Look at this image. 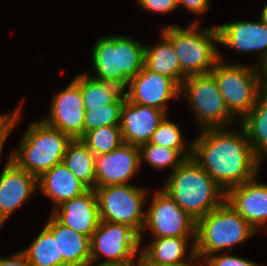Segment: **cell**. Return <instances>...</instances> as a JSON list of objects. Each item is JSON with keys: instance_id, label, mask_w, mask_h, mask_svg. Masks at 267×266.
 Listing matches in <instances>:
<instances>
[{"instance_id": "6da1fadb", "label": "cell", "mask_w": 267, "mask_h": 266, "mask_svg": "<svg viewBox=\"0 0 267 266\" xmlns=\"http://www.w3.org/2000/svg\"><path fill=\"white\" fill-rule=\"evenodd\" d=\"M204 129L193 141L194 160L224 192L257 176L260 161L255 157L246 131Z\"/></svg>"}, {"instance_id": "7a4b0ae2", "label": "cell", "mask_w": 267, "mask_h": 266, "mask_svg": "<svg viewBox=\"0 0 267 266\" xmlns=\"http://www.w3.org/2000/svg\"><path fill=\"white\" fill-rule=\"evenodd\" d=\"M168 176L162 189L196 221L225 200V192L193 157Z\"/></svg>"}, {"instance_id": "3957f363", "label": "cell", "mask_w": 267, "mask_h": 266, "mask_svg": "<svg viewBox=\"0 0 267 266\" xmlns=\"http://www.w3.org/2000/svg\"><path fill=\"white\" fill-rule=\"evenodd\" d=\"M93 67L98 80L111 81L122 89L144 66L145 45L128 36H104L92 49Z\"/></svg>"}, {"instance_id": "277c9868", "label": "cell", "mask_w": 267, "mask_h": 266, "mask_svg": "<svg viewBox=\"0 0 267 266\" xmlns=\"http://www.w3.org/2000/svg\"><path fill=\"white\" fill-rule=\"evenodd\" d=\"M28 127L19 142L20 147L10 153V160L38 179L54 165L62 162L72 139L47 125L42 119Z\"/></svg>"}, {"instance_id": "5b68a950", "label": "cell", "mask_w": 267, "mask_h": 266, "mask_svg": "<svg viewBox=\"0 0 267 266\" xmlns=\"http://www.w3.org/2000/svg\"><path fill=\"white\" fill-rule=\"evenodd\" d=\"M256 234V231L225 200L206 216L197 221L195 254L196 258L220 253L234 245H245V241Z\"/></svg>"}, {"instance_id": "8992f818", "label": "cell", "mask_w": 267, "mask_h": 266, "mask_svg": "<svg viewBox=\"0 0 267 266\" xmlns=\"http://www.w3.org/2000/svg\"><path fill=\"white\" fill-rule=\"evenodd\" d=\"M198 22L193 21L186 28L166 26L161 31L171 41L186 76L209 73L220 60L217 27L199 29Z\"/></svg>"}, {"instance_id": "52a82bcc", "label": "cell", "mask_w": 267, "mask_h": 266, "mask_svg": "<svg viewBox=\"0 0 267 266\" xmlns=\"http://www.w3.org/2000/svg\"><path fill=\"white\" fill-rule=\"evenodd\" d=\"M219 61L210 71L218 84L229 112L239 122L256 104L260 89L266 84V71L256 65H241L224 62L219 54Z\"/></svg>"}, {"instance_id": "ba28073f", "label": "cell", "mask_w": 267, "mask_h": 266, "mask_svg": "<svg viewBox=\"0 0 267 266\" xmlns=\"http://www.w3.org/2000/svg\"><path fill=\"white\" fill-rule=\"evenodd\" d=\"M181 93L187 97L201 130L226 128L235 122L211 72L187 76L180 86Z\"/></svg>"}, {"instance_id": "9c48e42d", "label": "cell", "mask_w": 267, "mask_h": 266, "mask_svg": "<svg viewBox=\"0 0 267 266\" xmlns=\"http://www.w3.org/2000/svg\"><path fill=\"white\" fill-rule=\"evenodd\" d=\"M140 235L131 227L101 221L90 238L91 266L135 265L138 251L141 253ZM140 249V250H139ZM104 256L101 263L98 261ZM99 262V263H98Z\"/></svg>"}, {"instance_id": "30bf717a", "label": "cell", "mask_w": 267, "mask_h": 266, "mask_svg": "<svg viewBox=\"0 0 267 266\" xmlns=\"http://www.w3.org/2000/svg\"><path fill=\"white\" fill-rule=\"evenodd\" d=\"M101 221L127 225L140 235L142 241L145 223V189L131 183L95 188Z\"/></svg>"}, {"instance_id": "8fae6325", "label": "cell", "mask_w": 267, "mask_h": 266, "mask_svg": "<svg viewBox=\"0 0 267 266\" xmlns=\"http://www.w3.org/2000/svg\"><path fill=\"white\" fill-rule=\"evenodd\" d=\"M145 212L143 231L149 229L153 238L196 237L194 220L161 188L153 194Z\"/></svg>"}, {"instance_id": "7c38bea8", "label": "cell", "mask_w": 267, "mask_h": 266, "mask_svg": "<svg viewBox=\"0 0 267 266\" xmlns=\"http://www.w3.org/2000/svg\"><path fill=\"white\" fill-rule=\"evenodd\" d=\"M50 105V116L42 119L47 125L62 131L71 139H81L85 135V106L80 89V75L74 77L67 87L56 92Z\"/></svg>"}, {"instance_id": "4fadbf2b", "label": "cell", "mask_w": 267, "mask_h": 266, "mask_svg": "<svg viewBox=\"0 0 267 266\" xmlns=\"http://www.w3.org/2000/svg\"><path fill=\"white\" fill-rule=\"evenodd\" d=\"M126 98L133 103L167 111L166 104L180 97V86L171 78L150 71L145 66L128 84Z\"/></svg>"}, {"instance_id": "5bb4252c", "label": "cell", "mask_w": 267, "mask_h": 266, "mask_svg": "<svg viewBox=\"0 0 267 266\" xmlns=\"http://www.w3.org/2000/svg\"><path fill=\"white\" fill-rule=\"evenodd\" d=\"M219 44L240 52L258 54V67L267 70V25L260 20L236 21L216 26Z\"/></svg>"}, {"instance_id": "9a60e30c", "label": "cell", "mask_w": 267, "mask_h": 266, "mask_svg": "<svg viewBox=\"0 0 267 266\" xmlns=\"http://www.w3.org/2000/svg\"><path fill=\"white\" fill-rule=\"evenodd\" d=\"M139 146L123 143L112 152L95 156L96 188L129 184L138 172Z\"/></svg>"}, {"instance_id": "2e32d148", "label": "cell", "mask_w": 267, "mask_h": 266, "mask_svg": "<svg viewBox=\"0 0 267 266\" xmlns=\"http://www.w3.org/2000/svg\"><path fill=\"white\" fill-rule=\"evenodd\" d=\"M38 190V179L19 168L10 155L0 175V227Z\"/></svg>"}, {"instance_id": "e0dca14e", "label": "cell", "mask_w": 267, "mask_h": 266, "mask_svg": "<svg viewBox=\"0 0 267 266\" xmlns=\"http://www.w3.org/2000/svg\"><path fill=\"white\" fill-rule=\"evenodd\" d=\"M257 176L225 192V201L256 231L267 223V183H259Z\"/></svg>"}, {"instance_id": "ac0fdd59", "label": "cell", "mask_w": 267, "mask_h": 266, "mask_svg": "<svg viewBox=\"0 0 267 266\" xmlns=\"http://www.w3.org/2000/svg\"><path fill=\"white\" fill-rule=\"evenodd\" d=\"M51 212L59 223L89 238L100 222L95 189H88L80 196L62 202Z\"/></svg>"}, {"instance_id": "d6986e66", "label": "cell", "mask_w": 267, "mask_h": 266, "mask_svg": "<svg viewBox=\"0 0 267 266\" xmlns=\"http://www.w3.org/2000/svg\"><path fill=\"white\" fill-rule=\"evenodd\" d=\"M167 112L136 104L127 98L121 110L120 129L124 143L140 146L148 143Z\"/></svg>"}, {"instance_id": "ffe728a7", "label": "cell", "mask_w": 267, "mask_h": 266, "mask_svg": "<svg viewBox=\"0 0 267 266\" xmlns=\"http://www.w3.org/2000/svg\"><path fill=\"white\" fill-rule=\"evenodd\" d=\"M45 227L57 239L58 266H91L88 236L62 225L52 215Z\"/></svg>"}, {"instance_id": "44dd1931", "label": "cell", "mask_w": 267, "mask_h": 266, "mask_svg": "<svg viewBox=\"0 0 267 266\" xmlns=\"http://www.w3.org/2000/svg\"><path fill=\"white\" fill-rule=\"evenodd\" d=\"M191 241V248L186 250ZM196 237H162L153 238V241L141 250V256L150 264L170 266L177 264H193L197 261L195 254ZM186 252H188V256ZM186 254V257H185ZM185 258H188L185 259Z\"/></svg>"}, {"instance_id": "7402d4cb", "label": "cell", "mask_w": 267, "mask_h": 266, "mask_svg": "<svg viewBox=\"0 0 267 266\" xmlns=\"http://www.w3.org/2000/svg\"><path fill=\"white\" fill-rule=\"evenodd\" d=\"M38 189L52 199L53 209L88 190L63 162L54 165L38 178Z\"/></svg>"}, {"instance_id": "603a6c76", "label": "cell", "mask_w": 267, "mask_h": 266, "mask_svg": "<svg viewBox=\"0 0 267 266\" xmlns=\"http://www.w3.org/2000/svg\"><path fill=\"white\" fill-rule=\"evenodd\" d=\"M246 131L255 157L267 156V83L260 89L256 104L239 123Z\"/></svg>"}, {"instance_id": "cb8c5ba5", "label": "cell", "mask_w": 267, "mask_h": 266, "mask_svg": "<svg viewBox=\"0 0 267 266\" xmlns=\"http://www.w3.org/2000/svg\"><path fill=\"white\" fill-rule=\"evenodd\" d=\"M158 45H145L144 66L153 72L173 79L179 86L186 79L181 71L180 62L171 41L161 32Z\"/></svg>"}, {"instance_id": "d4e9b609", "label": "cell", "mask_w": 267, "mask_h": 266, "mask_svg": "<svg viewBox=\"0 0 267 266\" xmlns=\"http://www.w3.org/2000/svg\"><path fill=\"white\" fill-rule=\"evenodd\" d=\"M62 162L88 189L96 188L95 155L81 139L69 142Z\"/></svg>"}, {"instance_id": "484cf974", "label": "cell", "mask_w": 267, "mask_h": 266, "mask_svg": "<svg viewBox=\"0 0 267 266\" xmlns=\"http://www.w3.org/2000/svg\"><path fill=\"white\" fill-rule=\"evenodd\" d=\"M80 89L85 109L112 104L124 93L114 82L98 80L85 73L80 75Z\"/></svg>"}, {"instance_id": "4316f807", "label": "cell", "mask_w": 267, "mask_h": 266, "mask_svg": "<svg viewBox=\"0 0 267 266\" xmlns=\"http://www.w3.org/2000/svg\"><path fill=\"white\" fill-rule=\"evenodd\" d=\"M22 251L30 266H58L57 239L45 226L33 243Z\"/></svg>"}, {"instance_id": "83f0119b", "label": "cell", "mask_w": 267, "mask_h": 266, "mask_svg": "<svg viewBox=\"0 0 267 266\" xmlns=\"http://www.w3.org/2000/svg\"><path fill=\"white\" fill-rule=\"evenodd\" d=\"M149 143L178 150L186 159L193 154V142H189V145L184 143L181 129L167 115L152 134Z\"/></svg>"}, {"instance_id": "f1b7e54d", "label": "cell", "mask_w": 267, "mask_h": 266, "mask_svg": "<svg viewBox=\"0 0 267 266\" xmlns=\"http://www.w3.org/2000/svg\"><path fill=\"white\" fill-rule=\"evenodd\" d=\"M81 140L95 156L112 152L124 143L120 126L93 129L88 131Z\"/></svg>"}, {"instance_id": "f546056e", "label": "cell", "mask_w": 267, "mask_h": 266, "mask_svg": "<svg viewBox=\"0 0 267 266\" xmlns=\"http://www.w3.org/2000/svg\"><path fill=\"white\" fill-rule=\"evenodd\" d=\"M126 100L125 92L112 104L103 107L85 109V134L96 128L120 126L121 110Z\"/></svg>"}, {"instance_id": "4dcf8cb0", "label": "cell", "mask_w": 267, "mask_h": 266, "mask_svg": "<svg viewBox=\"0 0 267 266\" xmlns=\"http://www.w3.org/2000/svg\"><path fill=\"white\" fill-rule=\"evenodd\" d=\"M140 163L147 162L155 169L171 167L172 173L186 158L172 148L159 146L156 144L145 143L139 146Z\"/></svg>"}, {"instance_id": "1f68e13d", "label": "cell", "mask_w": 267, "mask_h": 266, "mask_svg": "<svg viewBox=\"0 0 267 266\" xmlns=\"http://www.w3.org/2000/svg\"><path fill=\"white\" fill-rule=\"evenodd\" d=\"M199 266H261L249 259L242 258L236 255L212 254L206 256L203 260H199ZM204 262V263H203Z\"/></svg>"}, {"instance_id": "d6a6232c", "label": "cell", "mask_w": 267, "mask_h": 266, "mask_svg": "<svg viewBox=\"0 0 267 266\" xmlns=\"http://www.w3.org/2000/svg\"><path fill=\"white\" fill-rule=\"evenodd\" d=\"M144 9L155 13H170L178 8L177 0H137Z\"/></svg>"}, {"instance_id": "836d02e7", "label": "cell", "mask_w": 267, "mask_h": 266, "mask_svg": "<svg viewBox=\"0 0 267 266\" xmlns=\"http://www.w3.org/2000/svg\"><path fill=\"white\" fill-rule=\"evenodd\" d=\"M209 0H177L178 8L185 6L194 15H202L209 9Z\"/></svg>"}, {"instance_id": "e575fe53", "label": "cell", "mask_w": 267, "mask_h": 266, "mask_svg": "<svg viewBox=\"0 0 267 266\" xmlns=\"http://www.w3.org/2000/svg\"><path fill=\"white\" fill-rule=\"evenodd\" d=\"M21 106H22V103H20L18 108L16 110H14V112L11 113L9 126L0 135V158H1V151L3 149L4 143L6 142L8 136H9V133H11V130H13V128L16 126V124H18V121L20 120Z\"/></svg>"}, {"instance_id": "d590c367", "label": "cell", "mask_w": 267, "mask_h": 266, "mask_svg": "<svg viewBox=\"0 0 267 266\" xmlns=\"http://www.w3.org/2000/svg\"><path fill=\"white\" fill-rule=\"evenodd\" d=\"M12 257V258H11ZM10 258H0V266H30L23 251L15 253Z\"/></svg>"}, {"instance_id": "8d00e7d4", "label": "cell", "mask_w": 267, "mask_h": 266, "mask_svg": "<svg viewBox=\"0 0 267 266\" xmlns=\"http://www.w3.org/2000/svg\"><path fill=\"white\" fill-rule=\"evenodd\" d=\"M199 263H200V262H196V261H195V264H177V265H170V266H199ZM197 264H198V265H197ZM135 266H157V265L148 263V262L141 256V254H139Z\"/></svg>"}, {"instance_id": "74e56055", "label": "cell", "mask_w": 267, "mask_h": 266, "mask_svg": "<svg viewBox=\"0 0 267 266\" xmlns=\"http://www.w3.org/2000/svg\"><path fill=\"white\" fill-rule=\"evenodd\" d=\"M10 113L0 114V135L8 128L10 123Z\"/></svg>"}, {"instance_id": "f35d334b", "label": "cell", "mask_w": 267, "mask_h": 266, "mask_svg": "<svg viewBox=\"0 0 267 266\" xmlns=\"http://www.w3.org/2000/svg\"><path fill=\"white\" fill-rule=\"evenodd\" d=\"M260 19L267 25V4L263 7Z\"/></svg>"}]
</instances>
